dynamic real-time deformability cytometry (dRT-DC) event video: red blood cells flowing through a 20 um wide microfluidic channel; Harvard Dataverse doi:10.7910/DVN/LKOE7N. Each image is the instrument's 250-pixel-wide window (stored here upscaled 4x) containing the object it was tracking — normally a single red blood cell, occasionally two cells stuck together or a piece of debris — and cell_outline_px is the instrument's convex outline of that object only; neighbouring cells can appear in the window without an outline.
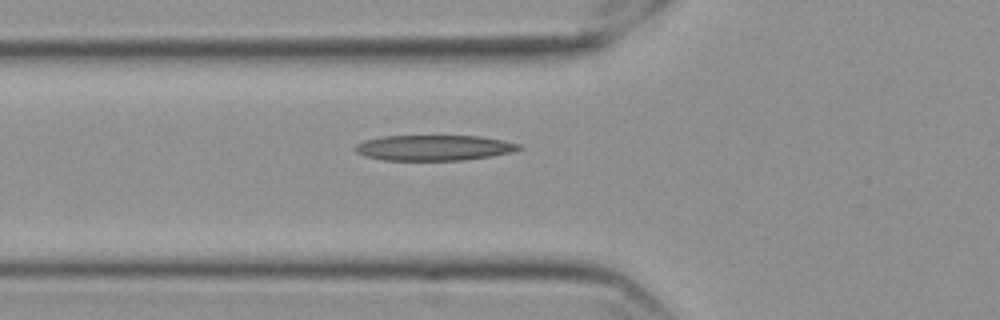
{"species": "Egyptian fruit bat (a non-hibernating species)", "species_latin": "Rousettus aegyptiacus", "temperature_condition": "cold", "stored_images_in_passage": 38, "camera_frame_rate_fps": 3000, "um_per_image_px": 0.085, "frame": {"image": 1, "passage_image": 2, "time_ms": 0.333, "image_size_px": [1000, 320], "cell_outline_px": [[524, 148], [516, 152], [492, 156], [464, 160], [384, 160], [364, 156], [356, 152], [352, 148], [356, 144], [364, 140], [380, 136], [480, 136], [504, 140], [520, 144]], "centroid_in_image_um": [36.91, 12.56], "position_along_channel_um": 88.9, "area_um2": 24.68}}
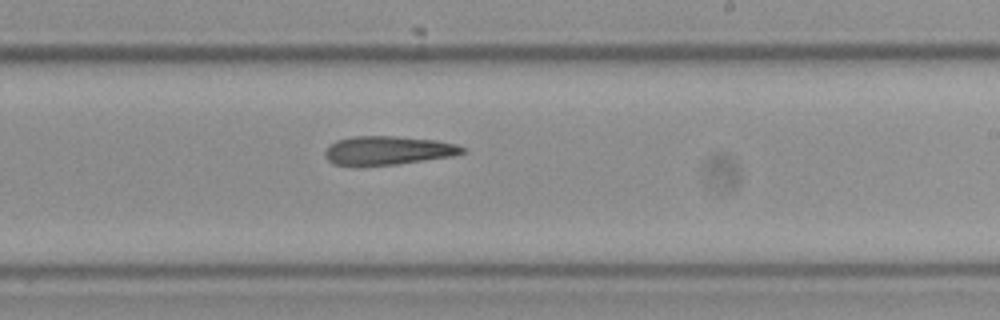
{"frame": {"image": 2, "passage_image": 16, "time_ms": 5.0, "image_size_px": [1000, 320], "cell_outline_px": [[464, 152], [452, 156], [396, 164], [352, 168], [332, 164], [324, 156], [324, 152], [328, 144], [336, 140], [352, 136], [396, 136], [436, 140], [456, 144], [464, 148]], "centroid_in_image_um": [32.85, 12.81], "position_along_channel_um": 256.2, "area_um2": 23.58}}
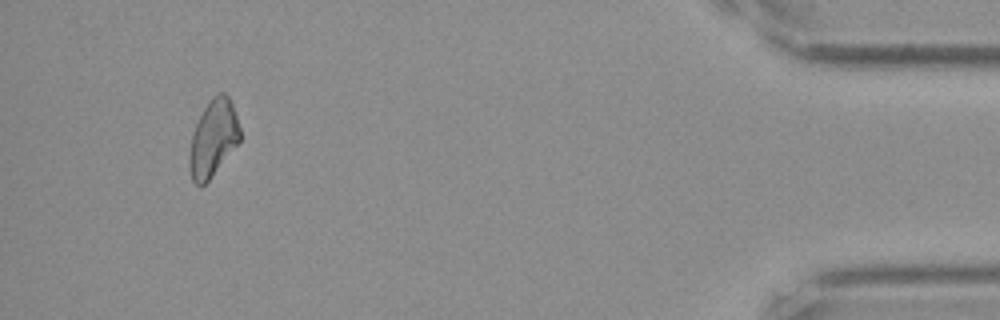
{"frame": {"image": 3, "passage_image": 35, "time_ms": 11.333, "image_size_px": [1000, 320], "cell_outline_px": [[240, 140], [208, 180], [200, 188], [192, 180], [188, 164], [188, 156], [192, 132], [204, 108], [212, 96], [220, 92], [224, 92], [232, 100], [240, 128]], "centroid_in_image_um": [18.1, 11.73], "position_along_channel_um": 417.1, "area_um2": 22.54}}